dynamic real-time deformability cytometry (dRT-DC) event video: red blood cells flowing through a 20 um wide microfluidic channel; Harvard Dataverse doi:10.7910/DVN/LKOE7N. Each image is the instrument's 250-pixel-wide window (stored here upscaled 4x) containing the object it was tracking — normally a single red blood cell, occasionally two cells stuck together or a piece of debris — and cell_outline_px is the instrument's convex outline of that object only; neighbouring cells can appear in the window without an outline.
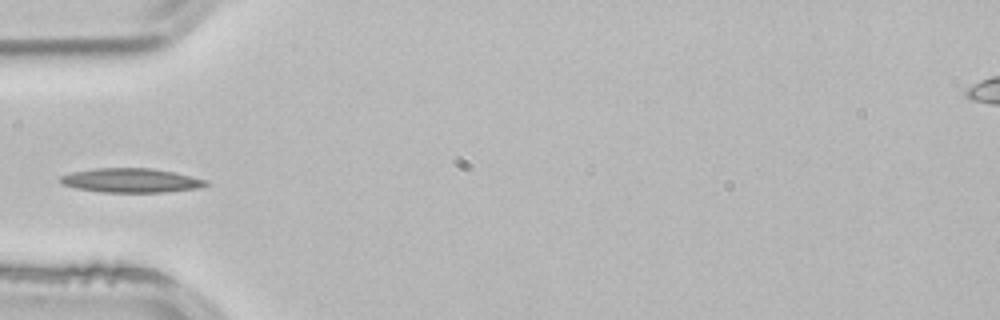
{"species": "common noctule bat (a hibernating species)", "species_latin": "Nyctalus noctula", "temperature_condition": "room temperature", "stored_images_in_passage": 4, "camera_frame_rate_fps": 3000, "um_per_image_px": 0.085, "animal": {"sex": "male", "body_mass_g": 21.5, "forearm_length_mm": 52.0}, "frame": {"image": 1, "passage_image": 4, "time_ms": 1.0, "image_size_px": [1000, 320], "cell_outline_px": [[208, 184], [196, 188], [168, 192], [100, 192], [76, 188], [64, 184], [60, 180], [60, 176], [72, 172], [96, 168], [152, 168], [172, 172], [208, 180]], "centroid_in_image_um": [11.13, 15.33], "position_along_channel_um": 73.9, "area_um2": 20.35}}